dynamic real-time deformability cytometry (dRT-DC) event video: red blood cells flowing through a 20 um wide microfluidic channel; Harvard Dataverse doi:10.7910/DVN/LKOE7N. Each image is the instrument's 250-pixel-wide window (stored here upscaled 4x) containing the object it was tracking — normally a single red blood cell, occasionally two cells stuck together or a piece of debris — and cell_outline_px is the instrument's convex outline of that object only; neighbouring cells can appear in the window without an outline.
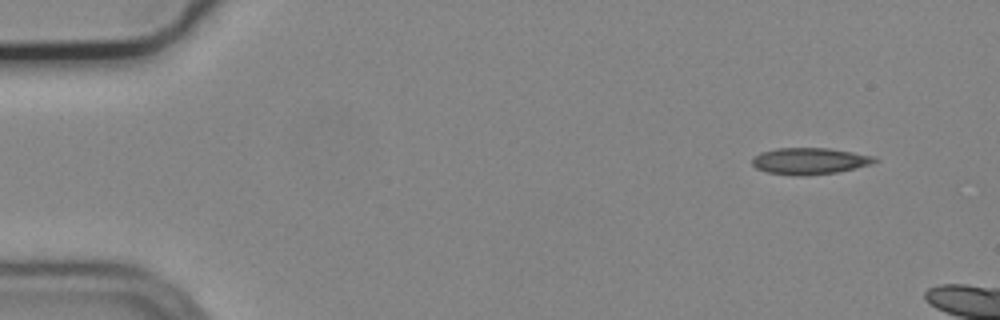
{"species": "common noctule bat (a hibernating species)", "species_latin": "Nyctalus noctula", "temperature_condition": "cold", "stored_images_in_passage": 3, "camera_frame_rate_fps": 3000, "um_per_image_px": 0.085, "animal": {"sex": "male", "body_mass_g": 19.2, "forearm_length_mm": 51.8}, "frame": {"image": 1, "passage_image": 1, "time_ms": 0.0, "image_size_px": [1000, 320], "cell_outline_px": [[880, 160], [872, 164], [856, 168], [836, 172], [804, 176], [796, 176], [768, 172], [756, 168], [752, 164], [752, 156], [760, 152], [776, 148], [828, 148], [876, 156]], "centroid_in_image_um": [68.83, 13.68], "position_along_channel_um": 16.2, "area_um2": 19.13}}